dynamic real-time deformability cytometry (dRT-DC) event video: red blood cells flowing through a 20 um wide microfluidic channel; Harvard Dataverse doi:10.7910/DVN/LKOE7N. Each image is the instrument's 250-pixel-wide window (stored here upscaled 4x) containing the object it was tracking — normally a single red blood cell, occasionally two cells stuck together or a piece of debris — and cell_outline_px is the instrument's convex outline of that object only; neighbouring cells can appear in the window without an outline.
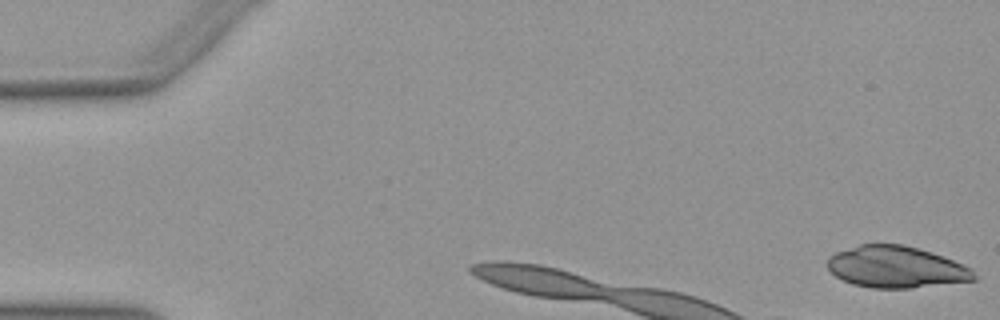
{"species": "Egyptian fruit bat (a non-hibernating species)", "species_latin": "Rousettus aegyptiacus", "temperature_condition": "warm", "stored_images_in_passage": 8, "camera_frame_rate_fps": 3000, "um_per_image_px": 0.085, "animal": {"sex": "female"}, "frame": {"image": 1, "passage_image": 1, "time_ms": 0.0, "image_size_px": [1000, 320], "cell_outline_px": [[976, 280], [912, 288], [872, 288], [852, 284], [836, 276], [828, 268], [828, 256], [836, 252], [860, 244], [904, 244], [932, 252], [964, 264], [972, 268], [976, 276]], "centroid_in_image_um": [76.19, 22.69], "position_along_channel_um": 8.8, "area_um2": 35.66}}